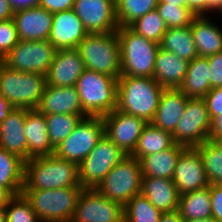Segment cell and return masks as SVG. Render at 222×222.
Returning <instances> with one entry per match:
<instances>
[{
  "mask_svg": "<svg viewBox=\"0 0 222 222\" xmlns=\"http://www.w3.org/2000/svg\"><path fill=\"white\" fill-rule=\"evenodd\" d=\"M209 140L214 142H219L222 140V112H220V116H216L211 121Z\"/></svg>",
  "mask_w": 222,
  "mask_h": 222,
  "instance_id": "46",
  "label": "cell"
},
{
  "mask_svg": "<svg viewBox=\"0 0 222 222\" xmlns=\"http://www.w3.org/2000/svg\"><path fill=\"white\" fill-rule=\"evenodd\" d=\"M83 111L88 116H105L117 106V80L85 69L75 85Z\"/></svg>",
  "mask_w": 222,
  "mask_h": 222,
  "instance_id": "4",
  "label": "cell"
},
{
  "mask_svg": "<svg viewBox=\"0 0 222 222\" xmlns=\"http://www.w3.org/2000/svg\"><path fill=\"white\" fill-rule=\"evenodd\" d=\"M71 222H124L123 206L109 200L97 189L84 188Z\"/></svg>",
  "mask_w": 222,
  "mask_h": 222,
  "instance_id": "13",
  "label": "cell"
},
{
  "mask_svg": "<svg viewBox=\"0 0 222 222\" xmlns=\"http://www.w3.org/2000/svg\"><path fill=\"white\" fill-rule=\"evenodd\" d=\"M174 144L172 134L152 125L150 122L144 127L132 157L139 161L149 154H155L170 148Z\"/></svg>",
  "mask_w": 222,
  "mask_h": 222,
  "instance_id": "32",
  "label": "cell"
},
{
  "mask_svg": "<svg viewBox=\"0 0 222 222\" xmlns=\"http://www.w3.org/2000/svg\"><path fill=\"white\" fill-rule=\"evenodd\" d=\"M73 9L88 34L111 33L119 28L115 0H75Z\"/></svg>",
  "mask_w": 222,
  "mask_h": 222,
  "instance_id": "15",
  "label": "cell"
},
{
  "mask_svg": "<svg viewBox=\"0 0 222 222\" xmlns=\"http://www.w3.org/2000/svg\"><path fill=\"white\" fill-rule=\"evenodd\" d=\"M186 6L197 16L211 11H220L222 14V0H186Z\"/></svg>",
  "mask_w": 222,
  "mask_h": 222,
  "instance_id": "41",
  "label": "cell"
},
{
  "mask_svg": "<svg viewBox=\"0 0 222 222\" xmlns=\"http://www.w3.org/2000/svg\"><path fill=\"white\" fill-rule=\"evenodd\" d=\"M185 222H217L214 218L209 217L206 219H196V220H190V221H185Z\"/></svg>",
  "mask_w": 222,
  "mask_h": 222,
  "instance_id": "53",
  "label": "cell"
},
{
  "mask_svg": "<svg viewBox=\"0 0 222 222\" xmlns=\"http://www.w3.org/2000/svg\"><path fill=\"white\" fill-rule=\"evenodd\" d=\"M211 119L203 98H188L186 108L175 131L172 133L176 144L187 148L196 147L209 139Z\"/></svg>",
  "mask_w": 222,
  "mask_h": 222,
  "instance_id": "11",
  "label": "cell"
},
{
  "mask_svg": "<svg viewBox=\"0 0 222 222\" xmlns=\"http://www.w3.org/2000/svg\"><path fill=\"white\" fill-rule=\"evenodd\" d=\"M203 99L206 101L211 121L222 112V87L212 88Z\"/></svg>",
  "mask_w": 222,
  "mask_h": 222,
  "instance_id": "42",
  "label": "cell"
},
{
  "mask_svg": "<svg viewBox=\"0 0 222 222\" xmlns=\"http://www.w3.org/2000/svg\"><path fill=\"white\" fill-rule=\"evenodd\" d=\"M14 195L5 187L0 186V208H6Z\"/></svg>",
  "mask_w": 222,
  "mask_h": 222,
  "instance_id": "50",
  "label": "cell"
},
{
  "mask_svg": "<svg viewBox=\"0 0 222 222\" xmlns=\"http://www.w3.org/2000/svg\"><path fill=\"white\" fill-rule=\"evenodd\" d=\"M104 134L126 155L135 150L147 121L115 109L103 116Z\"/></svg>",
  "mask_w": 222,
  "mask_h": 222,
  "instance_id": "14",
  "label": "cell"
},
{
  "mask_svg": "<svg viewBox=\"0 0 222 222\" xmlns=\"http://www.w3.org/2000/svg\"><path fill=\"white\" fill-rule=\"evenodd\" d=\"M19 40H48L53 23V14L42 7L28 8L14 13Z\"/></svg>",
  "mask_w": 222,
  "mask_h": 222,
  "instance_id": "19",
  "label": "cell"
},
{
  "mask_svg": "<svg viewBox=\"0 0 222 222\" xmlns=\"http://www.w3.org/2000/svg\"><path fill=\"white\" fill-rule=\"evenodd\" d=\"M191 31L198 56L208 57L222 51V29L205 15L196 16Z\"/></svg>",
  "mask_w": 222,
  "mask_h": 222,
  "instance_id": "26",
  "label": "cell"
},
{
  "mask_svg": "<svg viewBox=\"0 0 222 222\" xmlns=\"http://www.w3.org/2000/svg\"><path fill=\"white\" fill-rule=\"evenodd\" d=\"M159 2H166L167 4H177V6H186V0H159Z\"/></svg>",
  "mask_w": 222,
  "mask_h": 222,
  "instance_id": "52",
  "label": "cell"
},
{
  "mask_svg": "<svg viewBox=\"0 0 222 222\" xmlns=\"http://www.w3.org/2000/svg\"><path fill=\"white\" fill-rule=\"evenodd\" d=\"M163 90L153 77L120 76L117 79L116 109L149 123L156 113Z\"/></svg>",
  "mask_w": 222,
  "mask_h": 222,
  "instance_id": "2",
  "label": "cell"
},
{
  "mask_svg": "<svg viewBox=\"0 0 222 222\" xmlns=\"http://www.w3.org/2000/svg\"><path fill=\"white\" fill-rule=\"evenodd\" d=\"M188 63L174 53L159 48L153 78L163 88H179L186 75Z\"/></svg>",
  "mask_w": 222,
  "mask_h": 222,
  "instance_id": "25",
  "label": "cell"
},
{
  "mask_svg": "<svg viewBox=\"0 0 222 222\" xmlns=\"http://www.w3.org/2000/svg\"><path fill=\"white\" fill-rule=\"evenodd\" d=\"M12 11L8 0H0V21H6L13 18Z\"/></svg>",
  "mask_w": 222,
  "mask_h": 222,
  "instance_id": "48",
  "label": "cell"
},
{
  "mask_svg": "<svg viewBox=\"0 0 222 222\" xmlns=\"http://www.w3.org/2000/svg\"><path fill=\"white\" fill-rule=\"evenodd\" d=\"M0 222H6V208H0Z\"/></svg>",
  "mask_w": 222,
  "mask_h": 222,
  "instance_id": "54",
  "label": "cell"
},
{
  "mask_svg": "<svg viewBox=\"0 0 222 222\" xmlns=\"http://www.w3.org/2000/svg\"><path fill=\"white\" fill-rule=\"evenodd\" d=\"M13 109L9 102L0 96V122H2L10 110Z\"/></svg>",
  "mask_w": 222,
  "mask_h": 222,
  "instance_id": "51",
  "label": "cell"
},
{
  "mask_svg": "<svg viewBox=\"0 0 222 222\" xmlns=\"http://www.w3.org/2000/svg\"><path fill=\"white\" fill-rule=\"evenodd\" d=\"M46 87V75L20 72L2 67L0 75V96L12 108L37 109Z\"/></svg>",
  "mask_w": 222,
  "mask_h": 222,
  "instance_id": "7",
  "label": "cell"
},
{
  "mask_svg": "<svg viewBox=\"0 0 222 222\" xmlns=\"http://www.w3.org/2000/svg\"><path fill=\"white\" fill-rule=\"evenodd\" d=\"M25 162L0 147V186L7 188L14 196L22 194Z\"/></svg>",
  "mask_w": 222,
  "mask_h": 222,
  "instance_id": "30",
  "label": "cell"
},
{
  "mask_svg": "<svg viewBox=\"0 0 222 222\" xmlns=\"http://www.w3.org/2000/svg\"><path fill=\"white\" fill-rule=\"evenodd\" d=\"M210 198L212 218L217 222H222V186L220 184H210Z\"/></svg>",
  "mask_w": 222,
  "mask_h": 222,
  "instance_id": "43",
  "label": "cell"
},
{
  "mask_svg": "<svg viewBox=\"0 0 222 222\" xmlns=\"http://www.w3.org/2000/svg\"><path fill=\"white\" fill-rule=\"evenodd\" d=\"M140 193L161 213L178 210L180 194L173 180L142 177Z\"/></svg>",
  "mask_w": 222,
  "mask_h": 222,
  "instance_id": "23",
  "label": "cell"
},
{
  "mask_svg": "<svg viewBox=\"0 0 222 222\" xmlns=\"http://www.w3.org/2000/svg\"><path fill=\"white\" fill-rule=\"evenodd\" d=\"M121 76L153 77L159 44L137 34L130 27L117 30Z\"/></svg>",
  "mask_w": 222,
  "mask_h": 222,
  "instance_id": "3",
  "label": "cell"
},
{
  "mask_svg": "<svg viewBox=\"0 0 222 222\" xmlns=\"http://www.w3.org/2000/svg\"><path fill=\"white\" fill-rule=\"evenodd\" d=\"M84 70V61L76 48L57 50L46 74V84L55 87L75 86Z\"/></svg>",
  "mask_w": 222,
  "mask_h": 222,
  "instance_id": "18",
  "label": "cell"
},
{
  "mask_svg": "<svg viewBox=\"0 0 222 222\" xmlns=\"http://www.w3.org/2000/svg\"><path fill=\"white\" fill-rule=\"evenodd\" d=\"M208 61L211 68V87H222V51L208 56Z\"/></svg>",
  "mask_w": 222,
  "mask_h": 222,
  "instance_id": "44",
  "label": "cell"
},
{
  "mask_svg": "<svg viewBox=\"0 0 222 222\" xmlns=\"http://www.w3.org/2000/svg\"><path fill=\"white\" fill-rule=\"evenodd\" d=\"M156 10L167 28L189 26L197 16L187 6H177V4H167L166 2H158Z\"/></svg>",
  "mask_w": 222,
  "mask_h": 222,
  "instance_id": "38",
  "label": "cell"
},
{
  "mask_svg": "<svg viewBox=\"0 0 222 222\" xmlns=\"http://www.w3.org/2000/svg\"><path fill=\"white\" fill-rule=\"evenodd\" d=\"M76 49L84 61L85 69L108 75L116 80L121 76L117 31L88 34Z\"/></svg>",
  "mask_w": 222,
  "mask_h": 222,
  "instance_id": "5",
  "label": "cell"
},
{
  "mask_svg": "<svg viewBox=\"0 0 222 222\" xmlns=\"http://www.w3.org/2000/svg\"><path fill=\"white\" fill-rule=\"evenodd\" d=\"M159 46L188 62L198 56L191 25L181 28H167Z\"/></svg>",
  "mask_w": 222,
  "mask_h": 222,
  "instance_id": "29",
  "label": "cell"
},
{
  "mask_svg": "<svg viewBox=\"0 0 222 222\" xmlns=\"http://www.w3.org/2000/svg\"><path fill=\"white\" fill-rule=\"evenodd\" d=\"M179 89L188 98H203L211 89V68L208 57L197 56L188 69Z\"/></svg>",
  "mask_w": 222,
  "mask_h": 222,
  "instance_id": "27",
  "label": "cell"
},
{
  "mask_svg": "<svg viewBox=\"0 0 222 222\" xmlns=\"http://www.w3.org/2000/svg\"><path fill=\"white\" fill-rule=\"evenodd\" d=\"M172 180L180 195L200 190L210 185L202 157L195 147L186 148L180 154Z\"/></svg>",
  "mask_w": 222,
  "mask_h": 222,
  "instance_id": "16",
  "label": "cell"
},
{
  "mask_svg": "<svg viewBox=\"0 0 222 222\" xmlns=\"http://www.w3.org/2000/svg\"><path fill=\"white\" fill-rule=\"evenodd\" d=\"M129 27L137 34L157 44H160L164 33L167 31L165 22L156 9L138 18Z\"/></svg>",
  "mask_w": 222,
  "mask_h": 222,
  "instance_id": "37",
  "label": "cell"
},
{
  "mask_svg": "<svg viewBox=\"0 0 222 222\" xmlns=\"http://www.w3.org/2000/svg\"><path fill=\"white\" fill-rule=\"evenodd\" d=\"M178 211L184 221L212 217L210 185L206 188L180 195Z\"/></svg>",
  "mask_w": 222,
  "mask_h": 222,
  "instance_id": "31",
  "label": "cell"
},
{
  "mask_svg": "<svg viewBox=\"0 0 222 222\" xmlns=\"http://www.w3.org/2000/svg\"><path fill=\"white\" fill-rule=\"evenodd\" d=\"M14 13L28 8L39 7L40 0H8Z\"/></svg>",
  "mask_w": 222,
  "mask_h": 222,
  "instance_id": "47",
  "label": "cell"
},
{
  "mask_svg": "<svg viewBox=\"0 0 222 222\" xmlns=\"http://www.w3.org/2000/svg\"><path fill=\"white\" fill-rule=\"evenodd\" d=\"M6 222H40L23 194L14 196L6 207Z\"/></svg>",
  "mask_w": 222,
  "mask_h": 222,
  "instance_id": "39",
  "label": "cell"
},
{
  "mask_svg": "<svg viewBox=\"0 0 222 222\" xmlns=\"http://www.w3.org/2000/svg\"><path fill=\"white\" fill-rule=\"evenodd\" d=\"M26 109L13 108L0 122V147L28 161V145L24 134Z\"/></svg>",
  "mask_w": 222,
  "mask_h": 222,
  "instance_id": "20",
  "label": "cell"
},
{
  "mask_svg": "<svg viewBox=\"0 0 222 222\" xmlns=\"http://www.w3.org/2000/svg\"><path fill=\"white\" fill-rule=\"evenodd\" d=\"M19 42L13 18L0 21V59H3Z\"/></svg>",
  "mask_w": 222,
  "mask_h": 222,
  "instance_id": "40",
  "label": "cell"
},
{
  "mask_svg": "<svg viewBox=\"0 0 222 222\" xmlns=\"http://www.w3.org/2000/svg\"><path fill=\"white\" fill-rule=\"evenodd\" d=\"M74 1L75 0H40L39 7L45 8L53 14L72 9L74 7Z\"/></svg>",
  "mask_w": 222,
  "mask_h": 222,
  "instance_id": "45",
  "label": "cell"
},
{
  "mask_svg": "<svg viewBox=\"0 0 222 222\" xmlns=\"http://www.w3.org/2000/svg\"><path fill=\"white\" fill-rule=\"evenodd\" d=\"M4 60L3 59H0V75H1V72H2V67L4 66Z\"/></svg>",
  "mask_w": 222,
  "mask_h": 222,
  "instance_id": "55",
  "label": "cell"
},
{
  "mask_svg": "<svg viewBox=\"0 0 222 222\" xmlns=\"http://www.w3.org/2000/svg\"><path fill=\"white\" fill-rule=\"evenodd\" d=\"M88 115L50 114L45 115L48 139L53 149L65 140L82 118Z\"/></svg>",
  "mask_w": 222,
  "mask_h": 222,
  "instance_id": "33",
  "label": "cell"
},
{
  "mask_svg": "<svg viewBox=\"0 0 222 222\" xmlns=\"http://www.w3.org/2000/svg\"><path fill=\"white\" fill-rule=\"evenodd\" d=\"M88 35L74 9L53 13L48 40L57 49H74Z\"/></svg>",
  "mask_w": 222,
  "mask_h": 222,
  "instance_id": "17",
  "label": "cell"
},
{
  "mask_svg": "<svg viewBox=\"0 0 222 222\" xmlns=\"http://www.w3.org/2000/svg\"><path fill=\"white\" fill-rule=\"evenodd\" d=\"M103 135V117L87 116L82 118L72 133L54 149V154L79 165Z\"/></svg>",
  "mask_w": 222,
  "mask_h": 222,
  "instance_id": "9",
  "label": "cell"
},
{
  "mask_svg": "<svg viewBox=\"0 0 222 222\" xmlns=\"http://www.w3.org/2000/svg\"><path fill=\"white\" fill-rule=\"evenodd\" d=\"M159 222H185L180 216L179 211L165 212L161 214Z\"/></svg>",
  "mask_w": 222,
  "mask_h": 222,
  "instance_id": "49",
  "label": "cell"
},
{
  "mask_svg": "<svg viewBox=\"0 0 222 222\" xmlns=\"http://www.w3.org/2000/svg\"><path fill=\"white\" fill-rule=\"evenodd\" d=\"M142 177L140 161L127 155L110 170L96 189L124 207L135 195L140 194Z\"/></svg>",
  "mask_w": 222,
  "mask_h": 222,
  "instance_id": "8",
  "label": "cell"
},
{
  "mask_svg": "<svg viewBox=\"0 0 222 222\" xmlns=\"http://www.w3.org/2000/svg\"><path fill=\"white\" fill-rule=\"evenodd\" d=\"M123 213L124 222H159L162 214L141 193L123 207Z\"/></svg>",
  "mask_w": 222,
  "mask_h": 222,
  "instance_id": "36",
  "label": "cell"
},
{
  "mask_svg": "<svg viewBox=\"0 0 222 222\" xmlns=\"http://www.w3.org/2000/svg\"><path fill=\"white\" fill-rule=\"evenodd\" d=\"M37 109L44 115H87L81 107L75 86L55 87L46 84Z\"/></svg>",
  "mask_w": 222,
  "mask_h": 222,
  "instance_id": "21",
  "label": "cell"
},
{
  "mask_svg": "<svg viewBox=\"0 0 222 222\" xmlns=\"http://www.w3.org/2000/svg\"><path fill=\"white\" fill-rule=\"evenodd\" d=\"M126 156L106 135H103L78 165L81 186L96 189L110 170Z\"/></svg>",
  "mask_w": 222,
  "mask_h": 222,
  "instance_id": "10",
  "label": "cell"
},
{
  "mask_svg": "<svg viewBox=\"0 0 222 222\" xmlns=\"http://www.w3.org/2000/svg\"><path fill=\"white\" fill-rule=\"evenodd\" d=\"M56 51L49 40H19L3 60L10 69L46 75Z\"/></svg>",
  "mask_w": 222,
  "mask_h": 222,
  "instance_id": "12",
  "label": "cell"
},
{
  "mask_svg": "<svg viewBox=\"0 0 222 222\" xmlns=\"http://www.w3.org/2000/svg\"><path fill=\"white\" fill-rule=\"evenodd\" d=\"M159 0H115L119 27H129L138 18L156 9Z\"/></svg>",
  "mask_w": 222,
  "mask_h": 222,
  "instance_id": "35",
  "label": "cell"
},
{
  "mask_svg": "<svg viewBox=\"0 0 222 222\" xmlns=\"http://www.w3.org/2000/svg\"><path fill=\"white\" fill-rule=\"evenodd\" d=\"M203 160L210 184L222 183V146L219 142L206 140L195 147Z\"/></svg>",
  "mask_w": 222,
  "mask_h": 222,
  "instance_id": "34",
  "label": "cell"
},
{
  "mask_svg": "<svg viewBox=\"0 0 222 222\" xmlns=\"http://www.w3.org/2000/svg\"><path fill=\"white\" fill-rule=\"evenodd\" d=\"M186 148L183 145L174 143L166 150L144 156L140 160L143 177L172 180L177 160Z\"/></svg>",
  "mask_w": 222,
  "mask_h": 222,
  "instance_id": "28",
  "label": "cell"
},
{
  "mask_svg": "<svg viewBox=\"0 0 222 222\" xmlns=\"http://www.w3.org/2000/svg\"><path fill=\"white\" fill-rule=\"evenodd\" d=\"M188 97L179 88H164L156 113L150 123L173 133L186 108Z\"/></svg>",
  "mask_w": 222,
  "mask_h": 222,
  "instance_id": "22",
  "label": "cell"
},
{
  "mask_svg": "<svg viewBox=\"0 0 222 222\" xmlns=\"http://www.w3.org/2000/svg\"><path fill=\"white\" fill-rule=\"evenodd\" d=\"M82 187L78 164L55 154L32 157L25 162L23 190Z\"/></svg>",
  "mask_w": 222,
  "mask_h": 222,
  "instance_id": "1",
  "label": "cell"
},
{
  "mask_svg": "<svg viewBox=\"0 0 222 222\" xmlns=\"http://www.w3.org/2000/svg\"><path fill=\"white\" fill-rule=\"evenodd\" d=\"M24 134L28 145V160L54 154L48 139L46 117L38 109H26Z\"/></svg>",
  "mask_w": 222,
  "mask_h": 222,
  "instance_id": "24",
  "label": "cell"
},
{
  "mask_svg": "<svg viewBox=\"0 0 222 222\" xmlns=\"http://www.w3.org/2000/svg\"><path fill=\"white\" fill-rule=\"evenodd\" d=\"M83 187L22 190L40 222L71 221Z\"/></svg>",
  "mask_w": 222,
  "mask_h": 222,
  "instance_id": "6",
  "label": "cell"
}]
</instances>
